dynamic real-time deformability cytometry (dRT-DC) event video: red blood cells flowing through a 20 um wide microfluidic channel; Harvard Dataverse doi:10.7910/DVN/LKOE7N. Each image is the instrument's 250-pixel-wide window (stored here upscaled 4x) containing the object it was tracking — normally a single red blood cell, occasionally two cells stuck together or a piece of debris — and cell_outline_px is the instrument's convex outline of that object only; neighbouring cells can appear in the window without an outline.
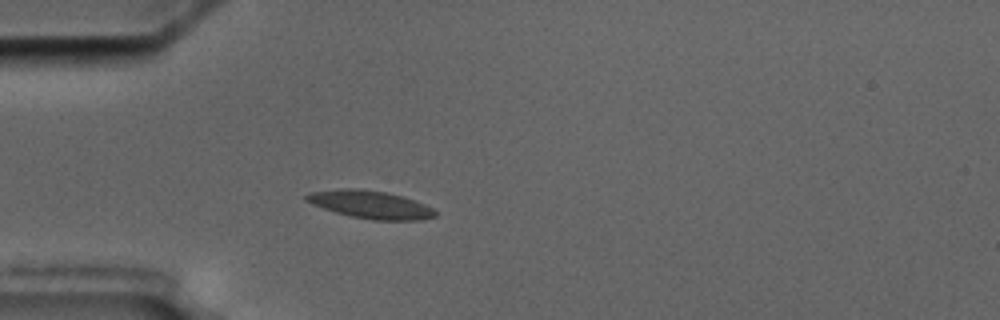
{"species": "common noctule bat (a hibernating species)", "species_latin": "Nyctalus noctula", "temperature_condition": "cold", "stored_images_in_passage": 4, "camera_frame_rate_fps": 3000, "um_per_image_px": 0.085, "animal": {"sex": "male", "body_mass_g": 17.5, "forearm_length_mm": 52.3}, "frame": {"image": 1, "passage_image": 4, "time_ms": 3.667, "image_size_px": [1000, 320], "cell_outline_px": [[436, 216], [420, 220], [372, 220], [352, 216], [336, 212], [312, 204], [304, 200], [304, 196], [308, 192], [340, 188], [360, 188], [388, 192], [404, 196], [424, 204], [432, 208], [436, 212]], "centroid_in_image_um": [31.47, 17.37], "position_along_channel_um": 53.5, "area_um2": 21.04}}